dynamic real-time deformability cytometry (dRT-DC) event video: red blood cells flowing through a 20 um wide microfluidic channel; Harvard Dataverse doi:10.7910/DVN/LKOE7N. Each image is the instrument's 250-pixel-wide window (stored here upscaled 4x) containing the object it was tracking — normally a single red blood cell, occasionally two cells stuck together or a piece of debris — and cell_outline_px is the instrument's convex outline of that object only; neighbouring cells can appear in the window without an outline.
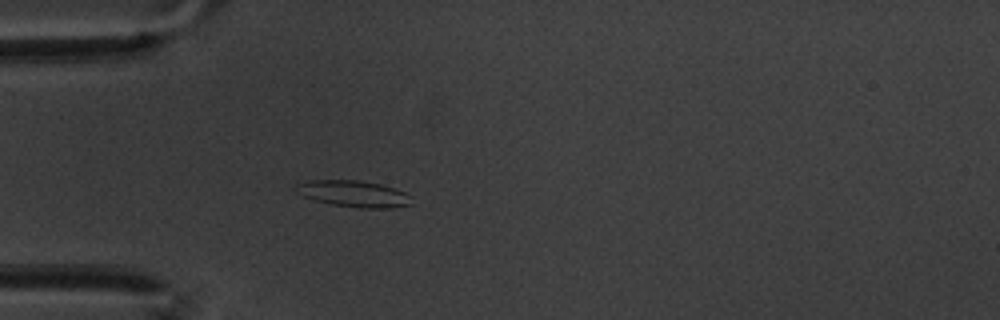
{"species": "common noctule bat (a hibernating species)", "species_latin": "Nyctalus noctula", "temperature_condition": "warm", "stored_images_in_passage": 60, "camera_frame_rate_fps": 3000, "um_per_image_px": 0.085, "animal": {"sex": "male", "body_mass_g": 20.1, "forearm_length_mm": 53.5}, "frame": {"image": 1, "passage_image": 17, "time_ms": 5.333, "image_size_px": [1000, 320], "cell_outline_px": [[412, 204], [392, 208], [360, 208], [332, 204], [316, 200], [304, 196], [296, 192], [292, 188], [296, 184], [308, 180], [360, 180], [380, 184], [404, 192], [412, 196]], "centroid_in_image_um": [30.05, 16.46], "position_along_channel_um": 54.9, "area_um2": 17.86}}
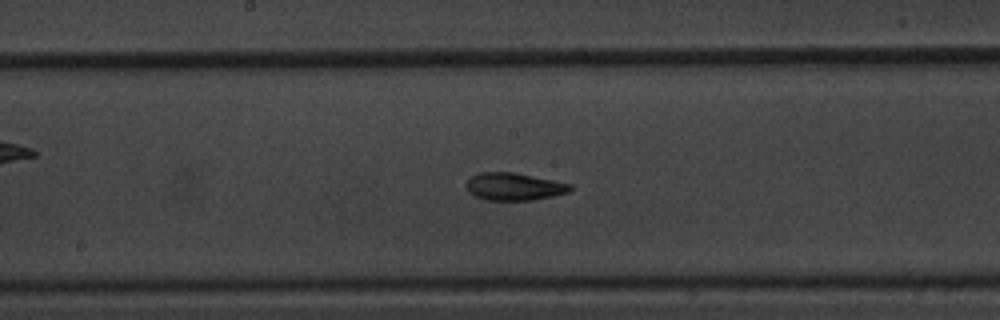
{"frame": {"image": 2, "passage_image": 31, "time_ms": 10.0, "image_size_px": [1000, 320], "cell_outline_px": [[572, 188], [568, 192], [552, 196], [532, 200], [488, 200], [476, 196], [468, 192], [464, 184], [472, 176], [480, 172], [512, 172], [572, 184]], "centroid_in_image_um": [43.66, 15.86], "position_along_channel_um": 204.5, "area_um2": 16.53}}
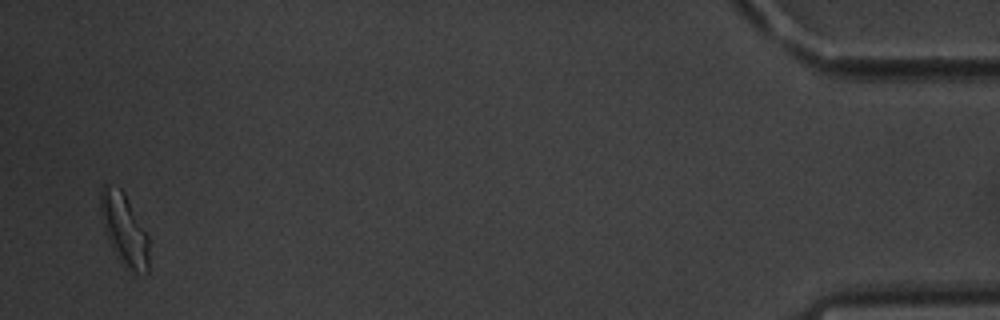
{"frame": {"image": 3, "passage_image": 58, "time_ms": 19.0, "image_size_px": [1000, 320], "cell_outline_px": [[148, 272], [136, 272], [124, 268], [116, 256], [108, 240], [104, 228], [100, 212], [100, 192], [104, 184], [108, 184], [120, 188], [124, 192], [148, 236]], "centroid_in_image_um": [10.54, 19.5], "position_along_channel_um": 424.7, "area_um2": 20.11}, "authors_computed_cell_mechanics": {"area_um2": 17.1377, "velocity_mm_per_s": 3.3495, "shape_relaxation_time_tau1_ms": 3.2267, "shape_relaxation_time_tau2_ms": 3.3347, "deformation_change_tau1": 0.1397, "deformation_change_tau2": 0.0942}}